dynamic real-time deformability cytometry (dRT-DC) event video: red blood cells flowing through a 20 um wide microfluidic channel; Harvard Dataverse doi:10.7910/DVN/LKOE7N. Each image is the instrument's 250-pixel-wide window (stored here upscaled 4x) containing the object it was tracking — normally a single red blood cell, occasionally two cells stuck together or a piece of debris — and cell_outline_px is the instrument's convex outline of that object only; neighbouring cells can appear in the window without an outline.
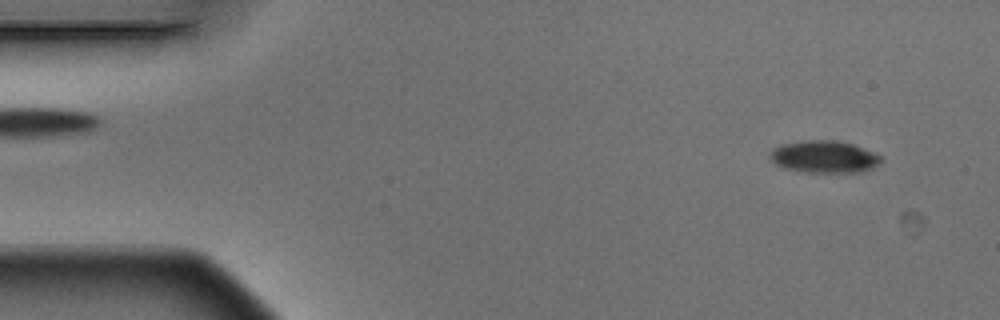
{"species": "Egyptian fruit bat (a non-hibernating species)", "species_latin": "Rousettus aegyptiacus", "temperature_condition": "warm", "stored_images_in_passage": 6, "camera_frame_rate_fps": 3000, "um_per_image_px": 0.085, "animal": {"sex": "male"}, "frame": {"image": 1, "passage_image": 1, "time_ms": 0.0, "image_size_px": [1000, 320], "cell_outline_px": [[880, 160], [872, 168], [860, 172], [808, 172], [784, 168], [776, 164], [768, 156], [772, 148], [780, 144], [804, 140], [836, 140], [852, 144], [872, 152], [880, 156]], "centroid_in_image_um": [69.98, 13.31], "position_along_channel_um": 15.0, "area_um2": 20.63}}
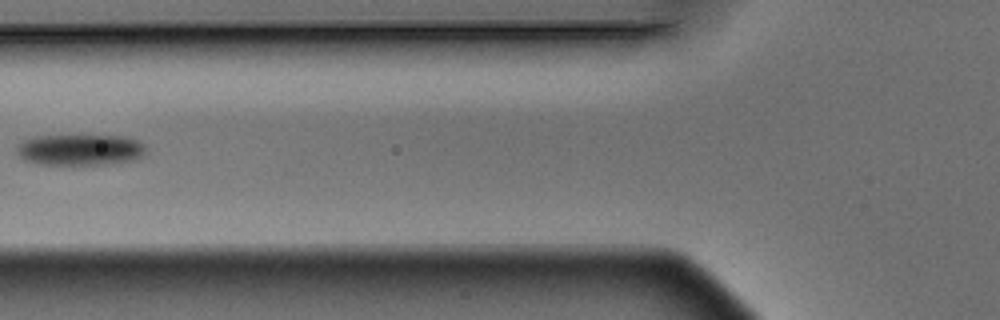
{"frame": {"image": 2, "passage_image": 5, "time_ms": 1.333, "image_size_px": [1000, 320], "cell_outline_px": [[144, 156], [136, 160], [108, 164], [40, 164], [24, 160], [16, 152], [16, 144], [32, 136], [128, 136], [140, 140], [144, 144]], "centroid_in_image_um": [6.82, 12.72], "position_along_channel_um": 119.0, "area_um2": 23.64}}
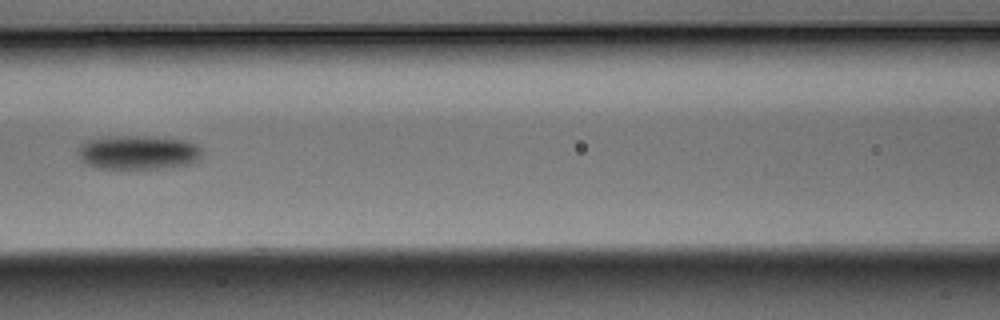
{"frame": {"image": 3, "passage_image": 6, "time_ms": 1.667, "image_size_px": [1000, 320], "cell_outline_px": [[200, 156], [196, 160], [188, 164], [160, 168], [96, 168], [84, 164], [80, 160], [76, 152], [76, 148], [84, 140], [116, 136], [144, 136], [184, 140], [196, 144], [200, 148]], "centroid_in_image_um": [11.63, 12.95], "position_along_channel_um": 155.0, "area_um2": 24.62}}